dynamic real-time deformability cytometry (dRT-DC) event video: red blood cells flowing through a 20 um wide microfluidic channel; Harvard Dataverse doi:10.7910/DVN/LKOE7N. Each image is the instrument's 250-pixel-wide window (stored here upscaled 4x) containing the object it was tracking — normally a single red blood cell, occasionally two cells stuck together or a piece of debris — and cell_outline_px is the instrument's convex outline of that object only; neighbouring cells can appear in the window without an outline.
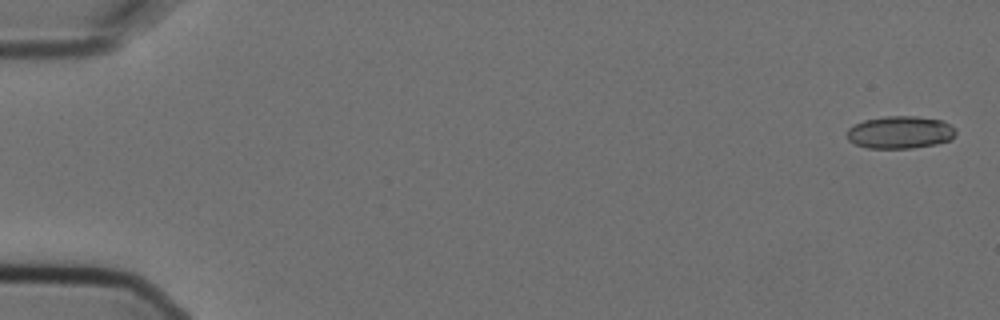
{"species": "Egyptian fruit bat (a non-hibernating species)", "species_latin": "Rousettus aegyptiacus", "temperature_condition": "cold", "stored_images_in_passage": 6, "camera_frame_rate_fps": 3000, "um_per_image_px": 0.085, "animal": {"sex": "female"}, "frame": {"image": 1, "passage_image": 1, "time_ms": 0.0, "image_size_px": [1000, 320], "cell_outline_px": [[956, 132], [952, 140], [936, 144], [912, 148], [868, 148], [856, 144], [848, 140], [844, 132], [852, 124], [864, 120], [884, 116], [916, 116], [944, 120], [956, 128]], "centroid_in_image_um": [76.5, 11.24], "position_along_channel_um": 8.5, "area_um2": 21.04}}
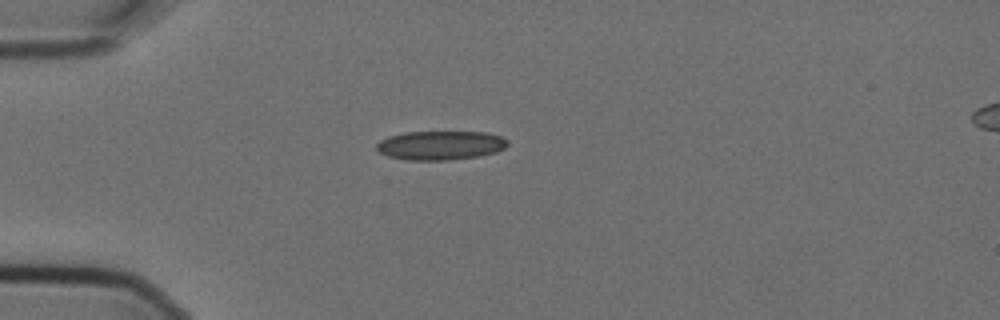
{"frame": {"image": 2, "passage_image": 4, "time_ms": 1.0, "image_size_px": [1000, 320], "cell_outline_px": [[508, 144], [504, 148], [496, 152], [476, 156], [448, 160], [404, 160], [388, 156], [380, 152], [376, 148], [376, 144], [380, 140], [388, 136], [404, 132], [488, 132], [500, 136], [508, 140]], "centroid_in_image_um": [37.42, 12.35], "position_along_channel_um": 47.6, "area_um2": 22.2}}